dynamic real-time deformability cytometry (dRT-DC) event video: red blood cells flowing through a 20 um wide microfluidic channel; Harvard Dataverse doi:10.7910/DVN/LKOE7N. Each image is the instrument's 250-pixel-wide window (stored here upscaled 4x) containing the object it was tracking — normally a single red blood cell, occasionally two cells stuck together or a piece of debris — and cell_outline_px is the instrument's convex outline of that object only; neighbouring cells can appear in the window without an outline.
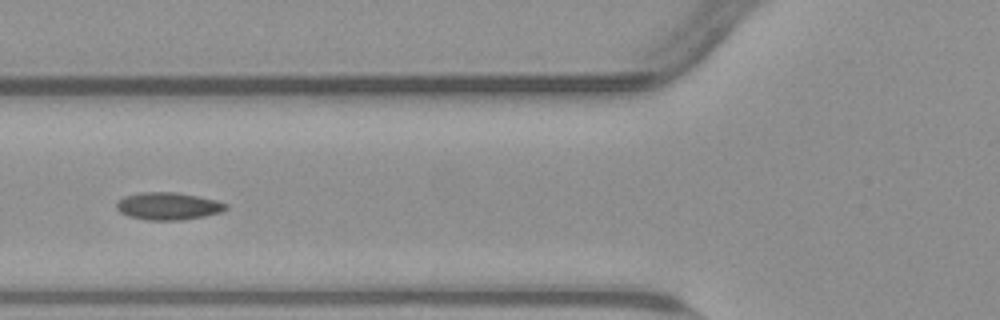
{"species": "common noctule bat (a hibernating species)", "species_latin": "Nyctalus noctula", "temperature_condition": "warm", "stored_images_in_passage": 44, "camera_frame_rate_fps": 3000, "um_per_image_px": 0.085, "animal": {"sex": "male", "body_mass_g": 23.1, "forearm_length_mm": 52.7}, "frame": {"image": 1, "passage_image": 11, "time_ms": 3.333, "image_size_px": [1000, 320], "cell_outline_px": [[228, 208], [220, 212], [204, 216], [180, 220], [148, 220], [128, 216], [120, 212], [116, 208], [116, 200], [124, 196], [140, 192], [172, 192], [196, 196], [216, 200], [228, 204]], "centroid_in_image_um": [14.25, 17.52], "position_along_channel_um": 111.5, "area_um2": 17.46}}
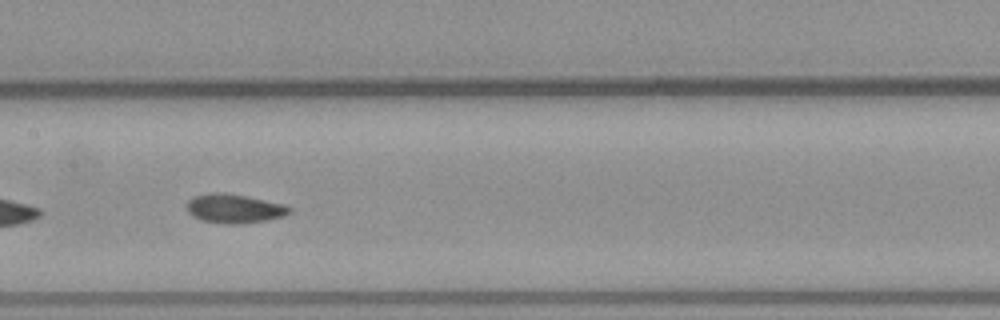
{"frame": {"image": 2, "passage_image": 17, "time_ms": 5.333, "image_size_px": [1000, 320], "cell_outline_px": [[292, 212], [284, 216], [268, 220], [240, 224], [224, 224], [200, 220], [192, 216], [188, 212], [188, 200], [196, 196], [244, 196], [284, 204], [292, 208]], "centroid_in_image_um": [20.0, 17.8], "position_along_channel_um": 187.4, "area_um2": 16.53}}
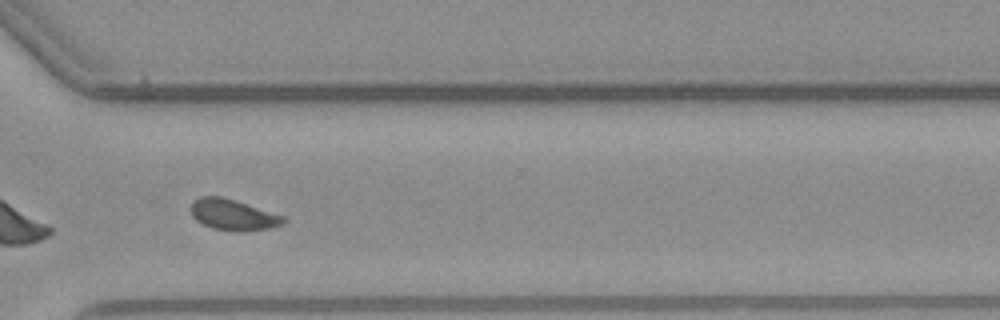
{"frame": {"image": 3, "passage_image": 30, "time_ms": 9.667, "image_size_px": [1000, 320], "cell_outline_px": [[288, 220], [284, 224], [272, 228], [212, 228], [196, 220], [192, 216], [192, 204], [200, 196], [224, 196], [288, 216]], "centroid_in_image_um": [19.89, 18.19], "position_along_channel_um": 350.7, "area_um2": 16.24}, "authors_computed_cell_mechanics": {"area_um2": 16.6175, "velocity_mm_per_s": 3.7744, "shape_relaxation_time_tau1_ms": null, "shape_relaxation_time_tau2_ms": 1.4169, "deformation_change_tau1": null, "deformation_change_tau2": 0.0645}}